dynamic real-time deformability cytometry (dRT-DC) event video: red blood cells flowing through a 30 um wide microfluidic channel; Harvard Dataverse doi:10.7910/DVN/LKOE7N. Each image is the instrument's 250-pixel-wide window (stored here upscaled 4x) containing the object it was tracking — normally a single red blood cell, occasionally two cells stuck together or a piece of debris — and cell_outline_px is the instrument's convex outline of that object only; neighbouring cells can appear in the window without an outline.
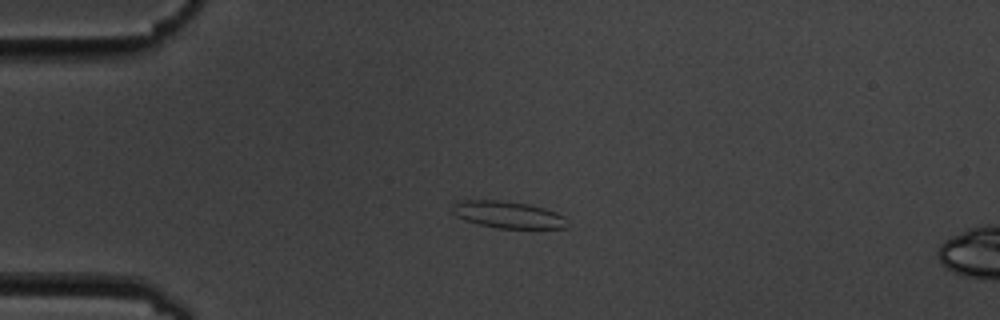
{"species": "common noctule bat (a hibernating species)", "species_latin": "Nyctalus noctula", "temperature_condition": "cold", "stored_images_in_passage": 4, "camera_frame_rate_fps": 3000, "um_per_image_px": 0.085, "animal": {"sex": "male", "body_mass_g": 19.5, "forearm_length_mm": 54.6}, "frame": {"image": 1, "passage_image": 3, "time_ms": 2.333, "image_size_px": [1000, 320], "cell_outline_px": [[568, 228], [496, 228], [476, 224], [464, 220], [456, 216], [452, 212], [452, 204], [464, 200], [500, 200], [528, 204], [544, 208], [556, 212], [564, 216]], "centroid_in_image_um": [43.15, 18.25], "position_along_channel_um": 41.9, "area_um2": 18.09}}